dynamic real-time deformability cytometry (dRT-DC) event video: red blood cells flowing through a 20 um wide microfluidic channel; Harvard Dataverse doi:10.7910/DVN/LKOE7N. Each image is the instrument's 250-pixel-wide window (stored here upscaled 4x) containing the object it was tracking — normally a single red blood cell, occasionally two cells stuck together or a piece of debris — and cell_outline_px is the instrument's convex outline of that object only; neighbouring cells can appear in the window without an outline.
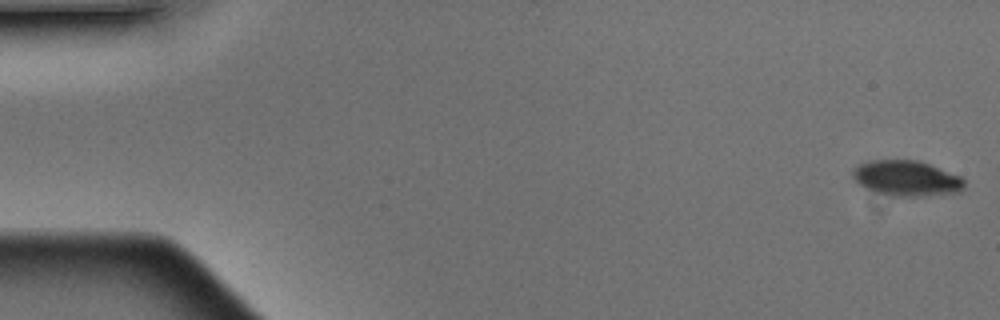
{"species": "Egyptian fruit bat (a non-hibernating species)", "species_latin": "Rousettus aegyptiacus", "temperature_condition": "warm", "stored_images_in_passage": 4, "camera_frame_rate_fps": 3000, "um_per_image_px": 0.085, "animal": {"sex": "male"}, "frame": {"image": 1, "passage_image": 1, "time_ms": 0.0, "image_size_px": [1000, 320], "cell_outline_px": [[964, 188], [960, 192], [916, 196], [884, 196], [860, 184], [852, 176], [852, 172], [860, 164], [868, 160], [916, 160], [928, 164], [960, 176], [964, 180]], "centroid_in_image_um": [77.05, 15.16], "position_along_channel_um": 8.0, "area_um2": 22.77}}